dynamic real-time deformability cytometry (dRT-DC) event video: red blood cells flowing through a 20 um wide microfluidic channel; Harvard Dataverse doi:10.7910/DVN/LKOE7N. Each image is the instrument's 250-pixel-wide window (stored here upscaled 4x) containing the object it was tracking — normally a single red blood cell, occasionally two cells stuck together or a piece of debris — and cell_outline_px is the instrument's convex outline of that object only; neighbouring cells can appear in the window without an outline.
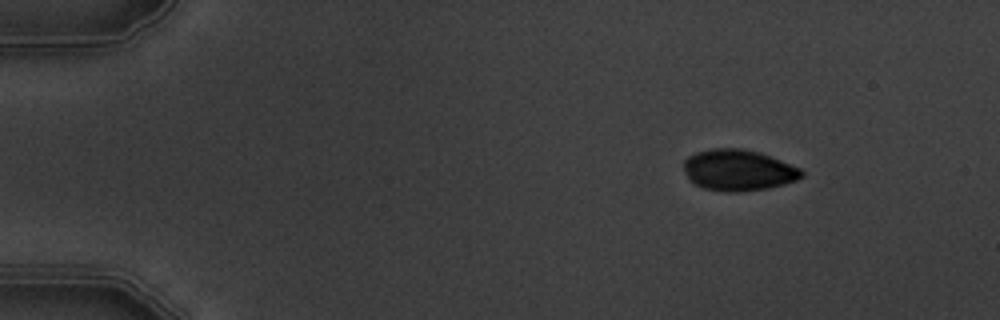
{"species": "common noctule bat (a hibernating species)", "species_latin": "Nyctalus noctula", "temperature_condition": "warm", "stored_images_in_passage": 4, "camera_frame_rate_fps": 3000, "um_per_image_px": 0.085, "animal": {"sex": "male", "body_mass_g": 19.5, "forearm_length_mm": 54.6}, "frame": {"image": 1, "passage_image": 1, "time_ms": 0.0, "image_size_px": [1000, 320], "cell_outline_px": [[804, 176], [796, 180], [784, 184], [768, 188], [736, 192], [704, 188], [688, 180], [684, 168], [684, 160], [688, 156], [696, 152], [712, 148], [740, 148], [760, 152], [800, 168], [804, 172]], "centroid_in_image_um": [62.76, 14.45], "position_along_channel_um": 22.2, "area_um2": 28.15}}
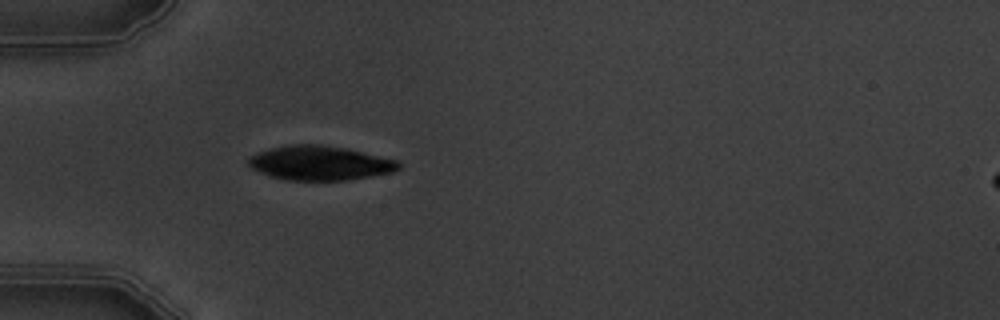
{"frame": {"image": 2, "passage_image": 4, "time_ms": 3.333, "image_size_px": [1000, 320], "cell_outline_px": [[400, 168], [392, 172], [372, 176], [348, 180], [284, 180], [268, 176], [252, 168], [248, 164], [248, 156], [268, 148], [292, 144], [320, 144], [344, 148], [396, 160], [400, 164]], "centroid_in_image_um": [27.13, 13.86], "position_along_channel_um": 57.9, "area_um2": 30.06}}